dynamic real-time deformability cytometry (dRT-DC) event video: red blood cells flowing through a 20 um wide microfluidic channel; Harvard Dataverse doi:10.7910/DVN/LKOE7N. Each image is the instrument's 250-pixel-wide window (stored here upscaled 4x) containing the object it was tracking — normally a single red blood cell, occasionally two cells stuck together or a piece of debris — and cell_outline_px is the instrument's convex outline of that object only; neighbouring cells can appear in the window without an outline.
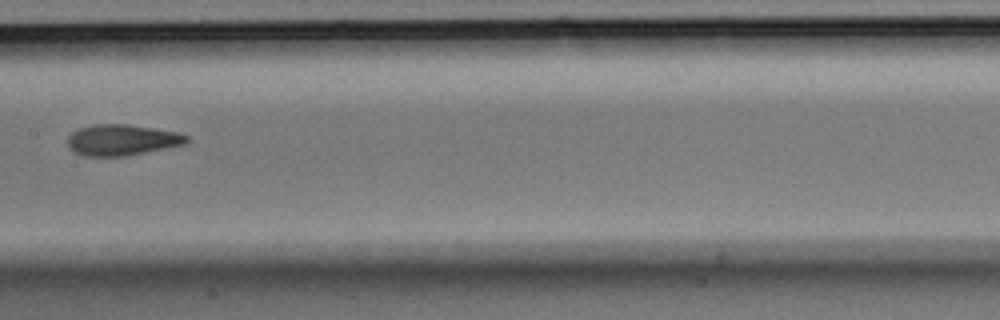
{"species": "Egyptian fruit bat (a non-hibernating species)", "species_latin": "Rousettus aegyptiacus", "temperature_condition": "room temperature", "stored_images_in_passage": 9, "camera_frame_rate_fps": 3000, "um_per_image_px": 0.085, "animal": {"sex": "male"}, "frame": {"image": 1, "passage_image": 8, "time_ms": 2.333, "image_size_px": [1000, 320], "cell_outline_px": [[188, 140], [184, 144], [128, 156], [84, 156], [72, 152], [68, 148], [68, 136], [72, 132], [80, 128], [96, 124], [128, 124], [176, 132], [188, 136]], "centroid_in_image_um": [10.32, 11.91], "position_along_channel_um": 197.1, "area_um2": 21.44}}
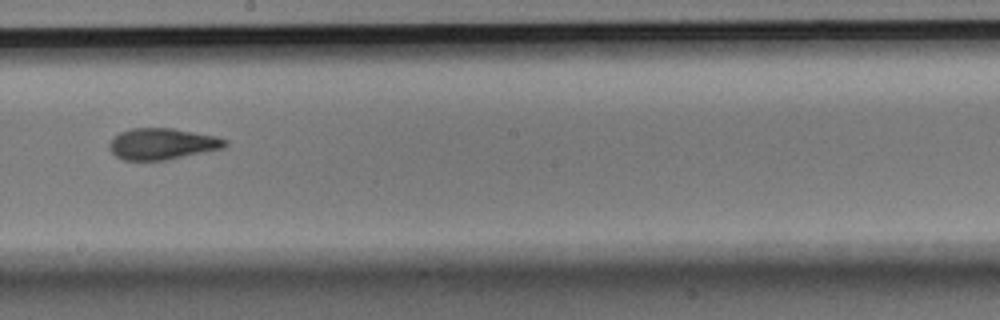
{"frame": {"image": 2, "passage_image": 9, "time_ms": 2.667, "image_size_px": [1000, 320], "cell_outline_px": [[228, 144], [224, 148], [164, 160], [124, 160], [116, 156], [108, 148], [108, 144], [112, 136], [120, 132], [132, 128], [172, 128], [216, 136], [228, 140]], "centroid_in_image_um": [13.76, 12.22], "position_along_channel_um": 234.4, "area_um2": 21.15}}